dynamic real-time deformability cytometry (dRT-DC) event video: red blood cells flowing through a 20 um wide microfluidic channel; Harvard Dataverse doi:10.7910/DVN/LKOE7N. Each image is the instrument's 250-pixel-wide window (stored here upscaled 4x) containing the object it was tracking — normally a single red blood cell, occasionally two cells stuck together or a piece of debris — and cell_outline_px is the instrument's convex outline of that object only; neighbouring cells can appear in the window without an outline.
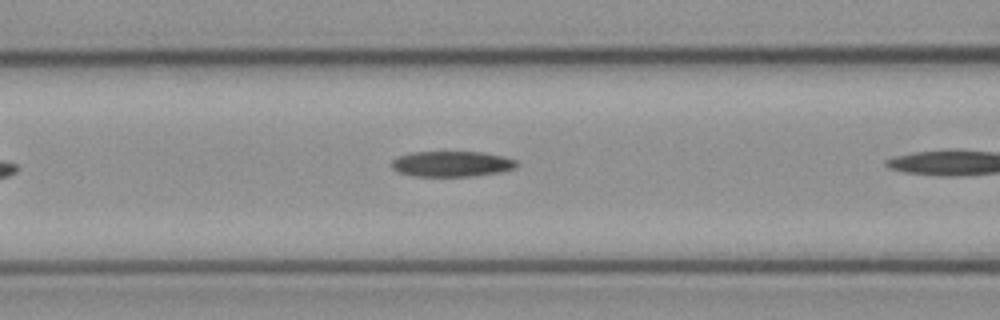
{"species": "common noctule bat (a hibernating species)", "species_latin": "Nyctalus noctula", "temperature_condition": "cold", "stored_images_in_passage": 4, "camera_frame_rate_fps": 3000, "um_per_image_px": 0.085, "animal": {"sex": "female", "body_mass_g": 21.9}, "frame": {"image": 1, "passage_image": 3, "time_ms": 0.667, "image_size_px": [1000, 320], "cell_outline_px": [[520, 164], [516, 168], [500, 172], [472, 176], [412, 176], [400, 172], [392, 168], [392, 160], [396, 156], [408, 152], [484, 152], [504, 156], [516, 160]], "centroid_in_image_um": [38.41, 13.92], "position_along_channel_um": 128.2, "area_um2": 18.84}}